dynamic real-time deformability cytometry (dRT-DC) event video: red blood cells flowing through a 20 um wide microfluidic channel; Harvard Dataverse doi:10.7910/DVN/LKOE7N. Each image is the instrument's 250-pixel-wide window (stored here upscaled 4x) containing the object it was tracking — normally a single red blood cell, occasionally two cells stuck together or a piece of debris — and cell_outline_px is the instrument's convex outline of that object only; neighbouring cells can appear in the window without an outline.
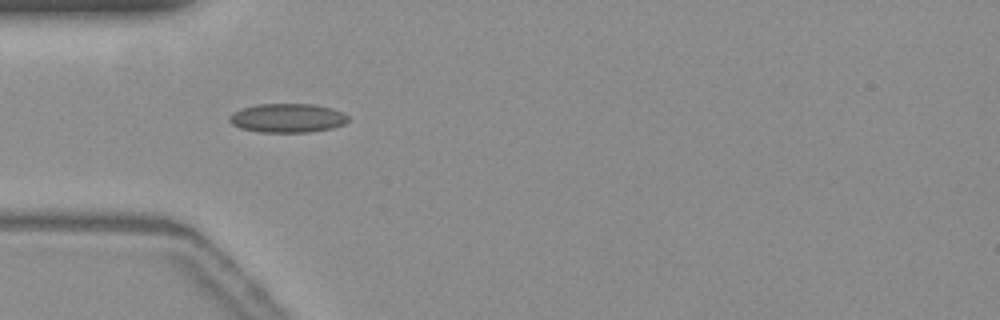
{"species": "common noctule bat (a hibernating species)", "species_latin": "Nyctalus noctula", "temperature_condition": "warm", "stored_images_in_passage": 39, "camera_frame_rate_fps": 3000, "um_per_image_px": 0.085, "animal": {"sex": "female", "body_mass_g": 19.3, "forearm_length_mm": 54.1}, "frame": {"image": 1, "passage_image": 1, "time_ms": 0.0, "image_size_px": [1000, 320], "cell_outline_px": [[348, 120], [344, 124], [332, 128], [308, 132], [260, 132], [240, 128], [232, 124], [228, 120], [228, 116], [232, 112], [244, 108], [260, 104], [312, 104], [332, 108], [348, 116]], "centroid_in_image_um": [24.41, 10.03], "position_along_channel_um": 60.6, "area_um2": 19.94}}
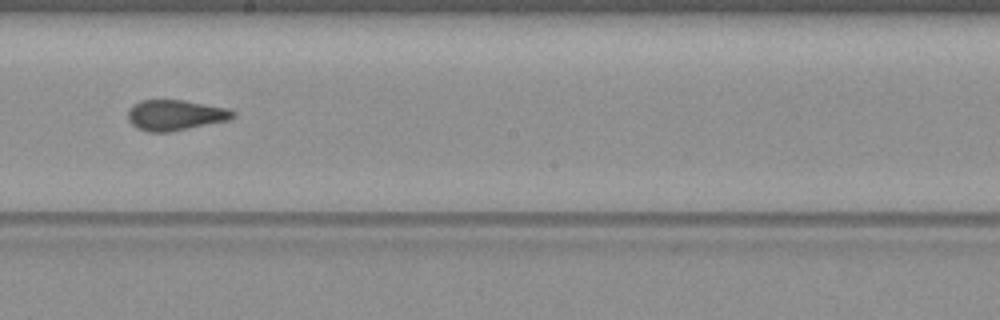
{"frame": {"image": 2, "passage_image": 15, "time_ms": 4.667, "image_size_px": [1000, 320], "cell_outline_px": [[236, 116], [228, 120], [172, 132], [148, 132], [136, 128], [128, 120], [128, 112], [132, 104], [140, 100], [184, 100], [224, 108], [236, 112]], "centroid_in_image_um": [14.86, 9.79], "position_along_channel_um": 233.3, "area_um2": 18.73}}
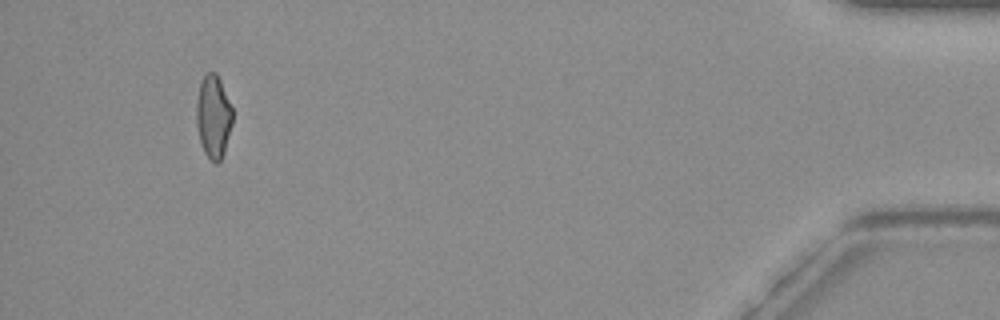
{"frame": {"image": 3, "passage_image": 36, "time_ms": 11.667, "image_size_px": [1000, 320], "cell_outline_px": [[232, 124], [224, 152], [220, 160], [216, 164], [204, 152], [200, 140], [196, 124], [196, 100], [200, 80], [208, 72], [216, 72], [220, 80], [232, 108]], "centroid_in_image_um": [18.12, 9.88], "position_along_channel_um": 417.1, "area_um2": 17.4}, "authors_computed_cell_mechanics": {"area_um2": 18.5538, "velocity_mm_per_s": 3.7293, "shape_relaxation_time_tau1_ms": null, "shape_relaxation_time_tau2_ms": 1.1977, "deformation_change_tau1": null, "deformation_change_tau2": 0.0891}}